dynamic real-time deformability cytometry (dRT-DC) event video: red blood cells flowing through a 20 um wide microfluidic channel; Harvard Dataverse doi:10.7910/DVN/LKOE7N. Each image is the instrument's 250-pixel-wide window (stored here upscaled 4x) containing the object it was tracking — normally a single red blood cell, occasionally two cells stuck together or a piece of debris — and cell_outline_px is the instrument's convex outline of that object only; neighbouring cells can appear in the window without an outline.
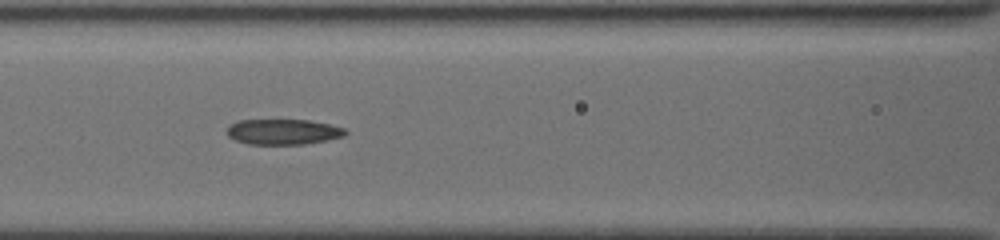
{"species": "common noctule bat (a hibernating species)", "species_latin": "Nyctalus noctula", "temperature_condition": "cold", "stored_images_in_passage": 18, "camera_frame_rate_fps": 3000, "um_per_image_px": 0.085, "animal": {"sex": "female", "body_mass_g": 19.5, "forearm_length_mm": 54.1}, "frame": {"image": 1, "passage_image": 16, "time_ms": 8.667, "image_size_px": [1000, 240], "cell_outline_px": [[348, 132], [344, 136], [304, 144], [248, 144], [236, 140], [228, 136], [228, 124], [240, 120], [308, 120], [328, 124], [344, 128]], "centroid_in_image_um": [24.05, 11.2], "position_along_channel_um": 142.6, "area_um2": 17.4}}
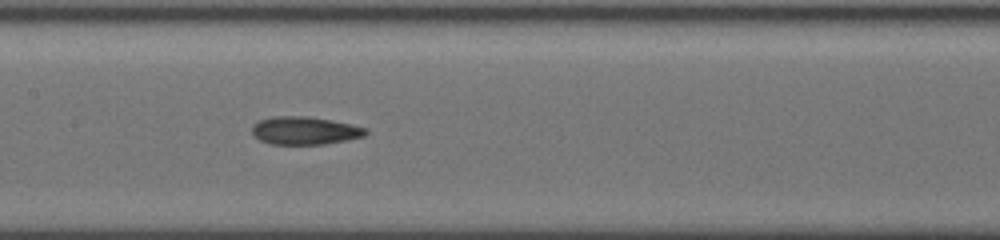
{"frame": {"image": 2, "passage_image": 18, "time_ms": 9.667, "image_size_px": [1000, 240], "cell_outline_px": [[368, 132], [364, 136], [348, 140], [324, 144], [272, 144], [260, 140], [252, 132], [252, 124], [260, 120], [272, 116], [308, 116], [332, 120], [352, 124], [368, 128]], "centroid_in_image_um": [25.93, 11.09], "position_along_channel_um": 181.5, "area_um2": 18.61}}